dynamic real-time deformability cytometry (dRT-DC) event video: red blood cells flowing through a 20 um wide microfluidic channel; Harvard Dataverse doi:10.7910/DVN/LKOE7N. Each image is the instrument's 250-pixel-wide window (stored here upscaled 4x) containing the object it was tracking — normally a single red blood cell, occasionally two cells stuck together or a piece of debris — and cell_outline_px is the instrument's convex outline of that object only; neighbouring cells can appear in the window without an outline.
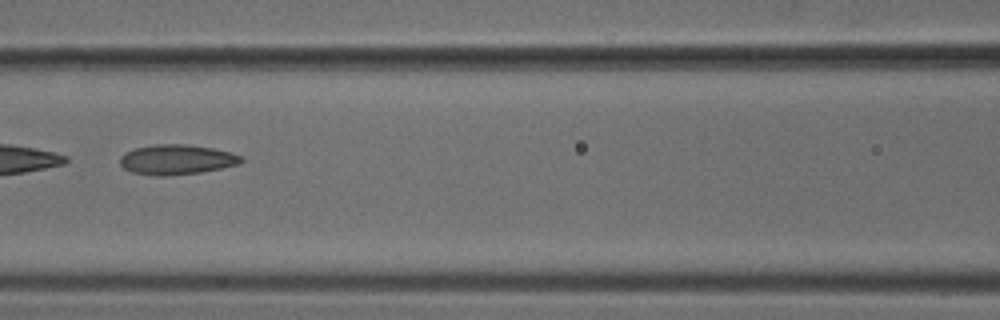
{"species": "common noctule bat (a hibernating species)", "species_latin": "Nyctalus noctula", "temperature_condition": "cold", "stored_images_in_passage": 49, "camera_frame_rate_fps": 3000, "um_per_image_px": 0.085, "animal": {"sex": "male", "body_mass_g": 18.8}, "frame": {"image": 1, "passage_image": 22, "time_ms": 7.0, "image_size_px": [1000, 320], "cell_outline_px": [[244, 160], [240, 164], [200, 172], [164, 176], [156, 176], [132, 172], [124, 168], [120, 164], [120, 156], [124, 152], [136, 148], [156, 144], [184, 144], [212, 148], [232, 152], [240, 156]], "centroid_in_image_um": [15.0, 13.56], "position_along_channel_um": 151.6, "area_um2": 21.1}}
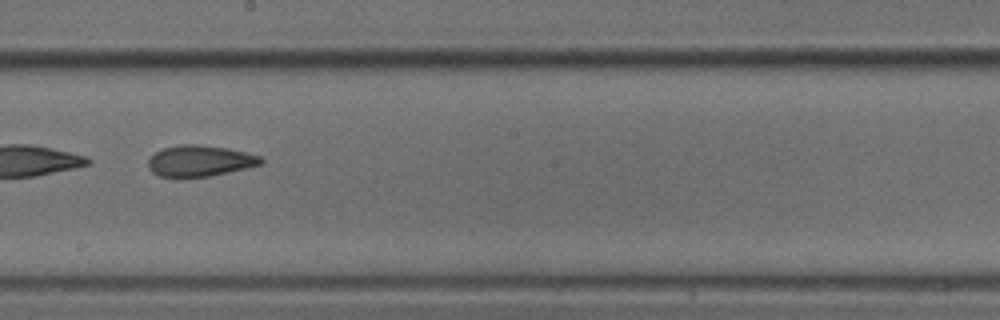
{"frame": {"image": 2, "passage_image": 28, "time_ms": 9.0, "image_size_px": [1000, 320], "cell_outline_px": [[264, 164], [228, 172], [208, 176], [180, 180], [176, 180], [160, 176], [152, 172], [148, 168], [148, 160], [156, 152], [164, 148], [180, 144], [200, 144], [228, 148], [260, 156], [264, 160]], "centroid_in_image_um": [16.95, 13.71], "position_along_channel_um": 231.2, "area_um2": 20.98}}